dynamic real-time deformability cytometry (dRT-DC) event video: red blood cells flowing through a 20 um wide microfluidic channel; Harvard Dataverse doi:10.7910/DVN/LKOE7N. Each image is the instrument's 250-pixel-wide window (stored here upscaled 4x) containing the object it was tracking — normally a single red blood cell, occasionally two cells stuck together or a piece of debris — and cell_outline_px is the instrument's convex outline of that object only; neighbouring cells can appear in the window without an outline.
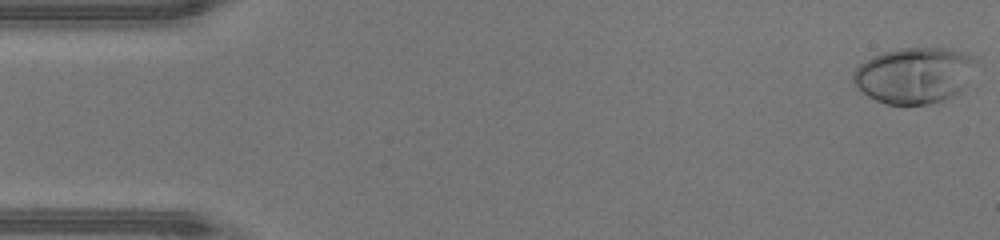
{"species": "human", "species_latin": "Homo sapiens", "temperature_condition": "warm", "stored_images_in_passage": 46, "camera_frame_rate_fps": 3000, "um_per_image_px": 0.085, "donor": {"sex": "male"}, "frame": {"image": 1, "passage_image": 1, "time_ms": 0.0, "image_size_px": [1000, 240], "cell_outline_px": [[976, 60], [960, 92], [952, 96], [928, 104], [884, 104], [860, 92], [856, 88], [852, 80], [852, 76], [856, 68], [860, 64], [872, 56], [884, 52], [900, 48], [940, 48], [964, 52], [972, 56]], "centroid_in_image_um": [77.64, 6.4], "position_along_channel_um": 7.4, "area_um2": 39.65}}
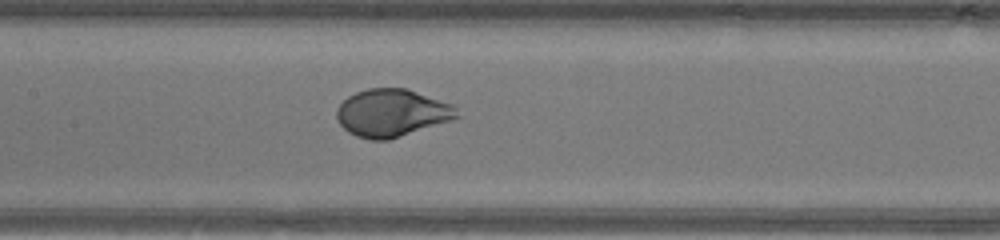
{"frame": {"image": 2, "passage_image": 22, "time_ms": 7.0, "image_size_px": [1000, 240], "cell_outline_px": [[460, 116], [452, 120], [388, 140], [372, 140], [356, 136], [348, 132], [340, 124], [336, 116], [336, 108], [348, 96], [356, 92], [368, 88], [408, 88], [452, 104], [456, 108]], "centroid_in_image_um": [33.3, 9.59], "position_along_channel_um": 174.1, "area_um2": 33.35}}
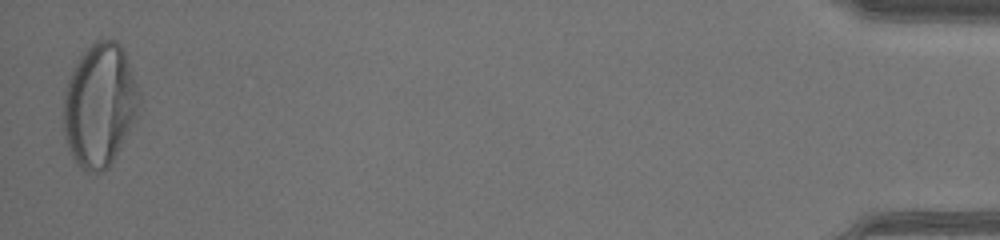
{"frame": {"image": 3, "passage_image": 46, "time_ms": 15.0, "image_size_px": [1000, 240], "cell_outline_px": [[140, 112], [136, 120], [116, 156], [108, 168], [100, 172], [88, 172], [80, 168], [76, 164], [68, 148], [64, 132], [64, 92], [68, 80], [80, 56], [96, 40], [116, 40], [120, 44], [124, 52], [140, 92]], "centroid_in_image_um": [8.49, 8.98], "position_along_channel_um": 426.7, "area_um2": 54.45}, "authors_computed_cell_mechanics": {"area_um2": 35.3158, "velocity_mm_per_s": 4.4474, "shape_relaxation_time_tau1_ms": 2.7058, "shape_relaxation_time_tau2_ms": null, "deformation_change_tau1": 0.2191, "deformation_change_tau2": null}}